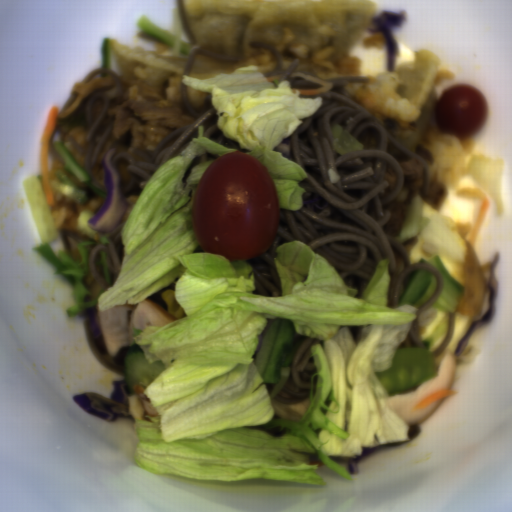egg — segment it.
Returning a JSON list of instances; mask_svg holds the SVG:
<instances>
[{"label": "egg", "mask_w": 512, "mask_h": 512, "mask_svg": "<svg viewBox=\"0 0 512 512\" xmlns=\"http://www.w3.org/2000/svg\"><path fill=\"white\" fill-rule=\"evenodd\" d=\"M426 218H429V224L412 239L401 243L410 265L438 254L443 267L461 283L468 245L454 220L435 215Z\"/></svg>", "instance_id": "1"}, {"label": "egg", "mask_w": 512, "mask_h": 512, "mask_svg": "<svg viewBox=\"0 0 512 512\" xmlns=\"http://www.w3.org/2000/svg\"><path fill=\"white\" fill-rule=\"evenodd\" d=\"M455 315V325L454 332L446 346L443 350H448L456 353L457 346L460 341L469 334L473 323H475L476 318H470L466 316H462L454 312Z\"/></svg>", "instance_id": "2"}, {"label": "egg", "mask_w": 512, "mask_h": 512, "mask_svg": "<svg viewBox=\"0 0 512 512\" xmlns=\"http://www.w3.org/2000/svg\"><path fill=\"white\" fill-rule=\"evenodd\" d=\"M445 313H443L437 306L436 302L426 311L422 312L418 320L419 337L423 343L428 334L437 326L442 320Z\"/></svg>", "instance_id": "3"}, {"label": "egg", "mask_w": 512, "mask_h": 512, "mask_svg": "<svg viewBox=\"0 0 512 512\" xmlns=\"http://www.w3.org/2000/svg\"><path fill=\"white\" fill-rule=\"evenodd\" d=\"M447 333H448V328H447L444 336L440 340H438L432 347H428V348L434 352L446 340Z\"/></svg>", "instance_id": "4"}]
</instances>
